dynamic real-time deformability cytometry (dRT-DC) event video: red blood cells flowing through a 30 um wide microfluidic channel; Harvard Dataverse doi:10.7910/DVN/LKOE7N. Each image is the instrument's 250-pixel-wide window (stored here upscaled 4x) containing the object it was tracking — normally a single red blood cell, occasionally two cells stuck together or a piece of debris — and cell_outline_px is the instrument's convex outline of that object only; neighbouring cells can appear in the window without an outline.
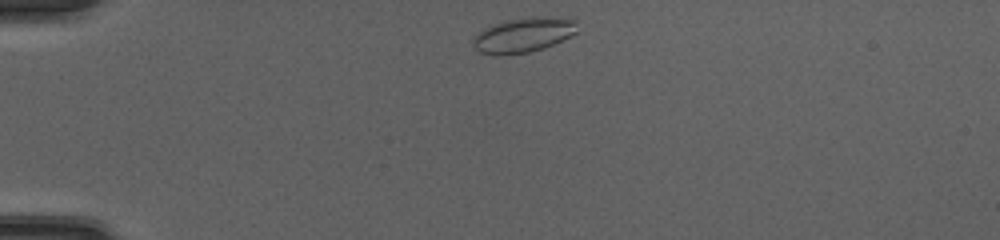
{"species": "common noctule bat (a hibernating species)", "species_latin": "Nyctalus noctula", "temperature_condition": "cold", "stored_images_in_passage": 38, "camera_frame_rate_fps": 3000, "um_per_image_px": 0.085, "animal": {"sex": "female", "body_mass_g": 20.0, "forearm_length_mm": 54.0}, "frame": {"image": 1, "passage_image": 1, "time_ms": 0.0, "image_size_px": [1000, 240], "cell_outline_px": [[576, 32], [544, 48], [528, 52], [500, 56], [492, 56], [480, 52], [472, 44], [472, 40], [484, 28], [492, 24], [504, 20], [532, 16], [576, 16]], "centroid_in_image_um": [44.51, 2.94], "position_along_channel_um": 40.5, "area_um2": 21.56}}
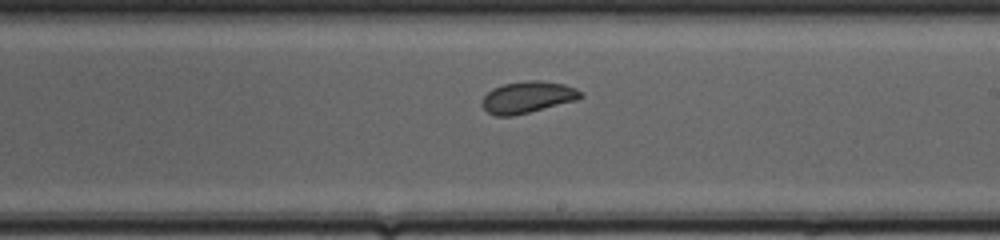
{"frame": {"image": 2, "passage_image": 19, "time_ms": 6.0, "image_size_px": [1000, 240], "cell_outline_px": [[584, 96], [576, 100], [512, 116], [496, 116], [488, 112], [480, 104], [480, 100], [492, 88], [504, 84], [524, 80], [540, 80], [564, 84], [576, 88]], "centroid_in_image_um": [44.81, 8.25], "position_along_channel_um": 244.2, "area_um2": 18.15}}
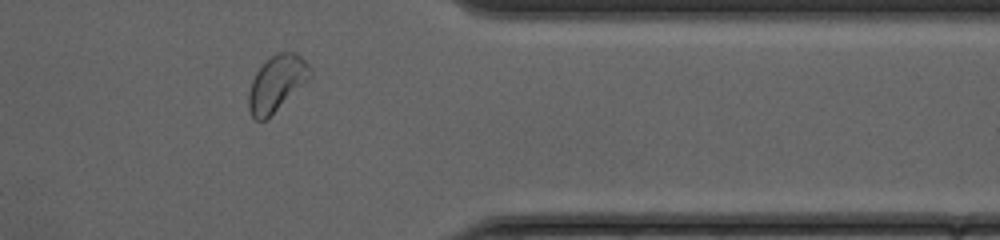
{"frame": {"image": 3, "passage_image": 30, "time_ms": 9.667, "image_size_px": [1000, 240], "cell_outline_px": [[312, 76], [264, 120], [256, 120], [252, 116], [248, 108], [248, 92], [252, 80], [256, 72], [276, 52], [296, 52], [312, 68]], "centroid_in_image_um": [23.51, 7.05], "position_along_channel_um": 387.9, "area_um2": 19.48}, "authors_computed_cell_mechanics": {"area_um2": 18.8139, "velocity_mm_per_s": 4.166, "shape_relaxation_time_tau1_ms": 4.9544, "shape_relaxation_time_tau2_ms": null, "deformation_change_tau1": 0.1118, "deformation_change_tau2": null}}